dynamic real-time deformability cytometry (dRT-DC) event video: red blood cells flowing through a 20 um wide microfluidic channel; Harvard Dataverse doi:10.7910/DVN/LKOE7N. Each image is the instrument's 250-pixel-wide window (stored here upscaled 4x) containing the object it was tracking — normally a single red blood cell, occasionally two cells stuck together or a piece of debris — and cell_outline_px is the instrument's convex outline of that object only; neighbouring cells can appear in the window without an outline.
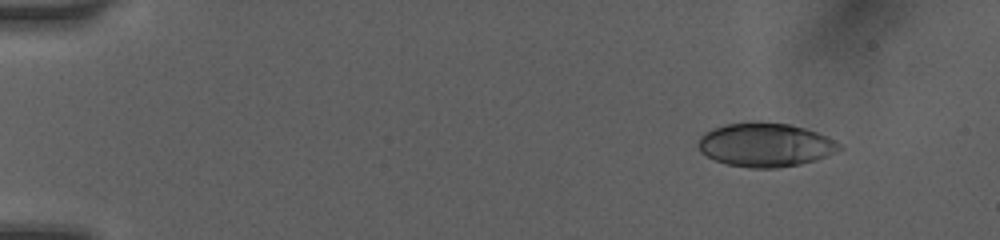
{"species": "human", "species_latin": "Homo sapiens", "temperature_condition": "room temperature", "stored_images_in_passage": 54, "camera_frame_rate_fps": 3000, "um_per_image_px": 0.085, "donor": {"sex": "female"}, "frame": {"image": 1, "passage_image": 1, "time_ms": 0.0, "image_size_px": [1000, 240], "cell_outline_px": [[844, 148], [836, 152], [816, 160], [800, 164], [776, 168], [752, 168], [728, 164], [716, 160], [700, 152], [696, 144], [700, 136], [704, 132], [712, 128], [724, 124], [756, 120], [760, 120], [788, 124], [804, 128], [828, 136], [836, 140]], "centroid_in_image_um": [65.04, 12.29], "position_along_channel_um": 20.0, "area_um2": 36.53}}
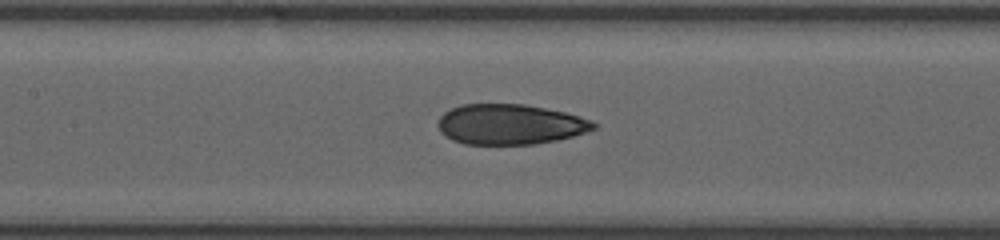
{"frame": {"image": 2, "passage_image": 30, "time_ms": 6.333, "image_size_px": [1000, 240], "cell_outline_px": [[596, 128], [572, 136], [556, 140], [532, 144], [464, 144], [452, 140], [444, 136], [440, 132], [436, 124], [440, 116], [444, 112], [460, 104], [524, 104], [564, 112], [580, 116], [592, 120], [596, 124]], "centroid_in_image_um": [43.3, 10.57], "position_along_channel_um": 164.1, "area_um2": 36.59}}
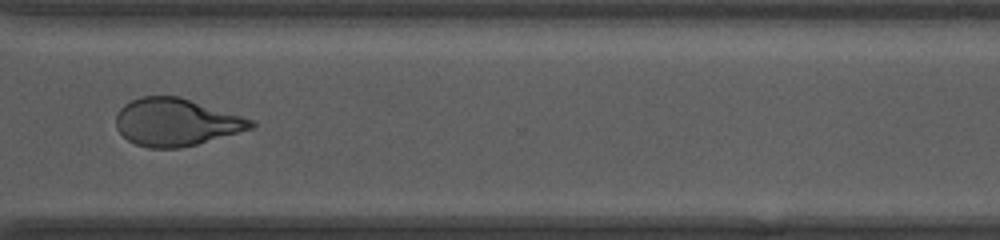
{"frame": {"image": 3, "passage_image": 53, "time_ms": 11.0, "image_size_px": [1000, 240], "cell_outline_px": [[256, 124], [252, 128], [196, 144], [180, 148], [148, 148], [136, 144], [128, 140], [116, 128], [116, 112], [124, 104], [132, 100], [144, 96], [180, 96], [256, 120]], "centroid_in_image_um": [14.96, 10.37], "position_along_channel_um": 355.6, "area_um2": 37.34}}